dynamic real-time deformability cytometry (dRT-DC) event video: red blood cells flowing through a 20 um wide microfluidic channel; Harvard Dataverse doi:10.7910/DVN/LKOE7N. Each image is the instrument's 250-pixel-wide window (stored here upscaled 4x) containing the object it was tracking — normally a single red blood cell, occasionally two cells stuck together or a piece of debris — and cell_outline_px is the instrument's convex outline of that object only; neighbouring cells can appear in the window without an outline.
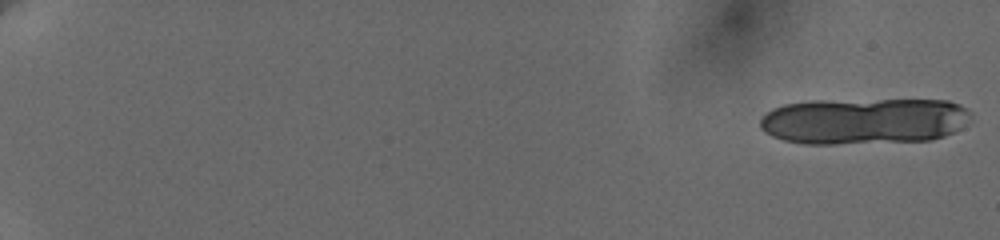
{"species": "human", "species_latin": "Homo sapiens", "temperature_condition": "cold", "stored_images_in_passage": 29, "camera_frame_rate_fps": 3000, "um_per_image_px": 0.085, "donor": {"sex": "female"}, "frame": {"image": 1, "passage_image": 1, "time_ms": 0.0, "image_size_px": [1000, 240], "cell_outline_px": [[972, 112], [960, 128], [944, 136], [932, 140], [836, 144], [804, 144], [784, 140], [772, 136], [764, 132], [760, 128], [760, 116], [772, 108], [784, 104], [812, 100], [948, 100], [960, 104], [968, 108]], "centroid_in_image_um": [73.39, 10.28], "position_along_channel_um": 11.6, "area_um2": 57.45}}